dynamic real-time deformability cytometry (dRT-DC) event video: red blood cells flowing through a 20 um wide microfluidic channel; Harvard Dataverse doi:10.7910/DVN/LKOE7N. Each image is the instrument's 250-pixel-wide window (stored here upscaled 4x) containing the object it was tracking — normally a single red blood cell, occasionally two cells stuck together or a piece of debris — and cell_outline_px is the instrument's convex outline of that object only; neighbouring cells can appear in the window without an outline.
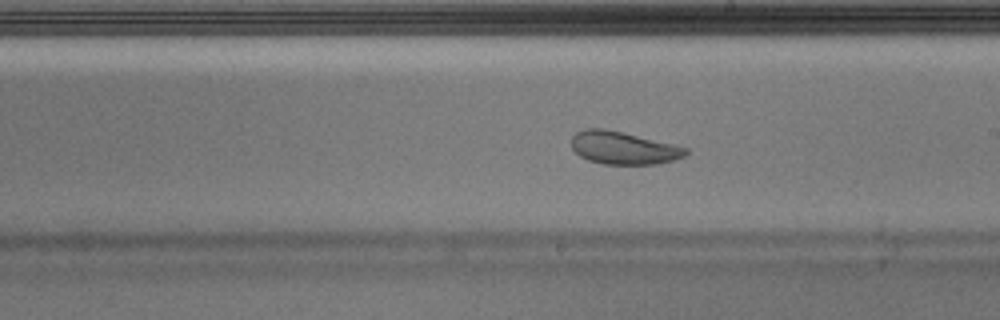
{"species": "Egyptian fruit bat (a non-hibernating species)", "species_latin": "Rousettus aegyptiacus", "temperature_condition": "warm", "stored_images_in_passage": 37, "camera_frame_rate_fps": 3000, "um_per_image_px": 0.085, "animal": {"sex": "male"}, "frame": {"image": 1, "passage_image": 16, "time_ms": 5.0, "image_size_px": [1000, 320], "cell_outline_px": [[688, 152], [684, 156], [660, 164], [604, 164], [588, 160], [580, 156], [572, 148], [572, 136], [576, 132], [584, 128], [604, 128], [676, 144], [688, 148]], "centroid_in_image_um": [52.99, 12.56], "position_along_channel_um": 236.0, "area_um2": 21.91}, "authors_computed_cell_mechanics": {"area_um2": 24.1604, "velocity_mm_per_s": 3.9395, "shape_relaxation_time_tau1_ms": 5.5133, "shape_relaxation_time_tau2_ms": 1.2999, "deformation_change_tau1": 0.1688, "deformation_change_tau2": 0.0711}}